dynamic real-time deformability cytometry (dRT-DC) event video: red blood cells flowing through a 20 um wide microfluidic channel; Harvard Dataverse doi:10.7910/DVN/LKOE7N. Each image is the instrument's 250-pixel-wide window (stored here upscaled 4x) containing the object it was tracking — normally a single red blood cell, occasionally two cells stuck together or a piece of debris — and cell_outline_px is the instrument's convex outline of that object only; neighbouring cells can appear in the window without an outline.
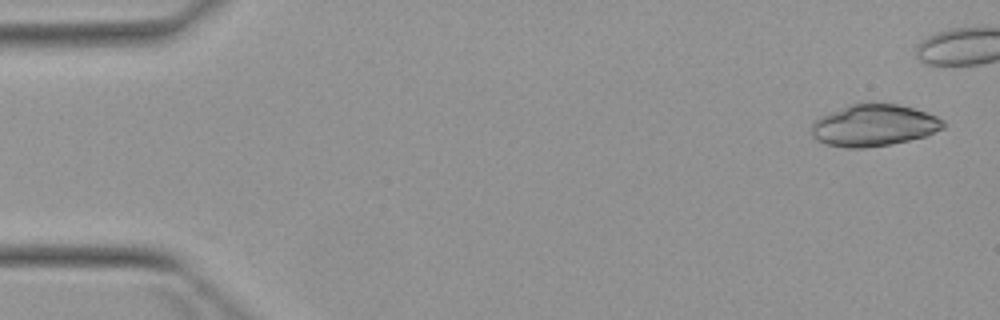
{"species": "Egyptian fruit bat (a non-hibernating species)", "species_latin": "Rousettus aegyptiacus", "temperature_condition": "warm", "stored_images_in_passage": 6, "camera_frame_rate_fps": 3000, "um_per_image_px": 0.085, "animal": {"sex": "female"}, "frame": {"image": 1, "passage_image": 1, "time_ms": 0.0, "image_size_px": [1000, 320], "cell_outline_px": [[944, 128], [924, 136], [892, 144], [864, 148], [848, 148], [828, 144], [816, 140], [812, 136], [812, 120], [828, 112], [860, 100], [868, 100], [900, 104], [936, 116], [944, 120]], "centroid_in_image_um": [74.23, 10.61], "position_along_channel_um": 10.8, "area_um2": 32.77}}